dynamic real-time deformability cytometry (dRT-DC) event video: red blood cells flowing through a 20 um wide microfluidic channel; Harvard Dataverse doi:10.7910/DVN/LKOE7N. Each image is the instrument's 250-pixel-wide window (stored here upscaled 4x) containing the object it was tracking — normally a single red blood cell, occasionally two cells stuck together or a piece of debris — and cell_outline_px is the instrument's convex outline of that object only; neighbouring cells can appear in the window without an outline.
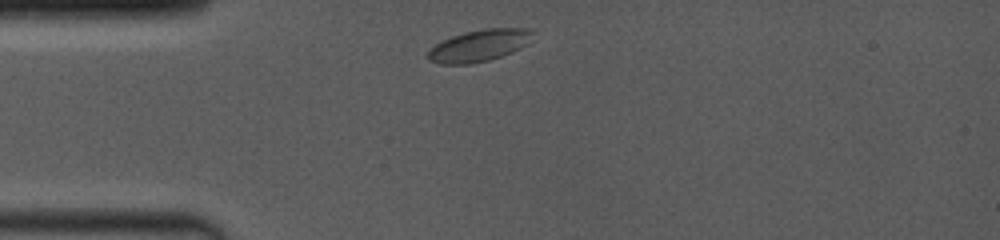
{"species": "common noctule bat (a hibernating species)", "species_latin": "Nyctalus noctula", "temperature_condition": "room temperature", "stored_images_in_passage": 22, "camera_frame_rate_fps": 4000, "um_per_image_px": 0.085, "animal": {"sex": "female", "body_mass_g": 19.0, "forearm_length_mm": 53.3}, "frame": {"image": 1, "passage_image": 1, "time_ms": 0.0, "image_size_px": [1000, 240], "cell_outline_px": [[536, 32], [528, 44], [512, 52], [488, 60], [468, 64], [440, 64], [428, 60], [424, 56], [436, 44], [452, 36], [464, 32], [484, 28], [528, 28]], "centroid_in_image_um": [40.75, 3.86], "position_along_channel_um": 44.2, "area_um2": 19.54}}
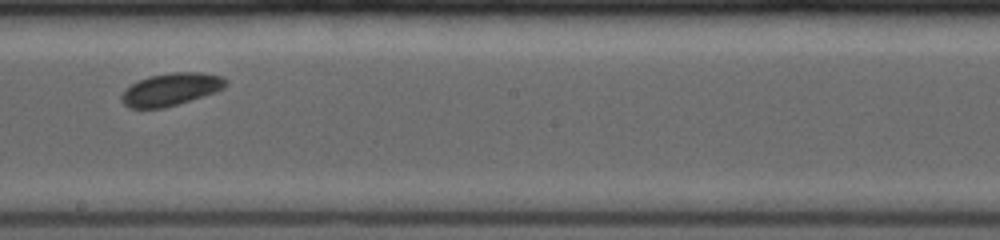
{"frame": {"image": 2, "passage_image": 13, "time_ms": 5.25, "image_size_px": [1000, 240], "cell_outline_px": [[228, 84], [224, 88], [216, 92], [164, 108], [128, 108], [120, 100], [120, 96], [132, 84], [148, 76], [172, 72], [200, 72], [220, 76], [228, 80]], "centroid_in_image_um": [14.54, 7.59], "position_along_channel_um": 233.7, "area_um2": 19.71}}
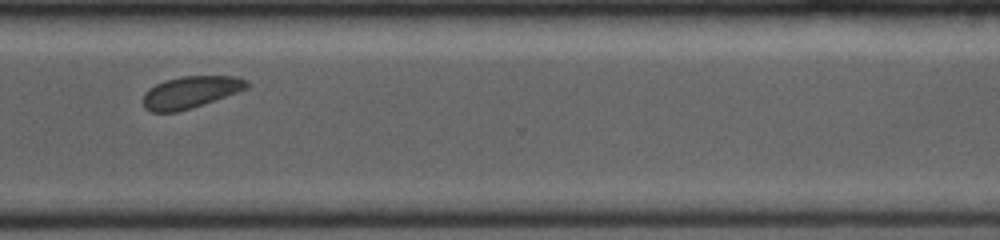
{"frame": {"image": 3, "passage_image": 22, "time_ms": 8.25, "image_size_px": [1000, 240], "cell_outline_px": [[248, 88], [192, 108], [176, 112], [152, 112], [144, 108], [144, 92], [148, 88], [164, 80], [180, 76], [236, 76], [248, 80]], "centroid_in_image_um": [16.18, 7.82], "position_along_channel_um": 354.4, "area_um2": 19.31}}